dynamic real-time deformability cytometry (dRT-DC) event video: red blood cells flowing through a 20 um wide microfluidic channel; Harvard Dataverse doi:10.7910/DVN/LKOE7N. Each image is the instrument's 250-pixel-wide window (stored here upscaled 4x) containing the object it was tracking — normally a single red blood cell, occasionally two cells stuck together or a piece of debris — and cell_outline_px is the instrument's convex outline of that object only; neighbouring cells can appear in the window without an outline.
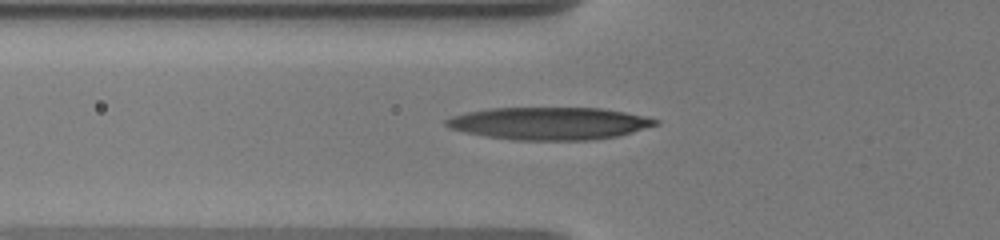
{"species": "human", "species_latin": "Homo sapiens", "temperature_condition": "warm", "stored_images_in_passage": 21, "camera_frame_rate_fps": 3000, "um_per_image_px": 0.085, "donor": {"sex": "male"}, "frame": {"image": 1, "passage_image": 18, "time_ms": 6.667, "image_size_px": [1000, 240], "cell_outline_px": [[660, 124], [620, 136], [592, 140], [512, 140], [464, 132], [448, 128], [444, 124], [444, 120], [452, 116], [468, 112], [488, 108], [600, 108], [624, 112], [644, 116], [660, 120]], "centroid_in_image_um": [46.71, 10.49], "position_along_channel_um": 79.1, "area_um2": 39.77}}
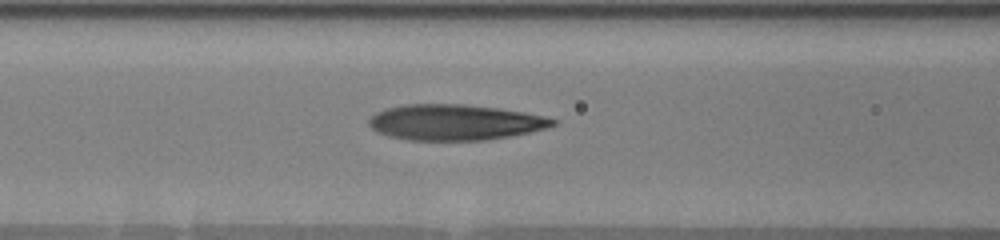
{"frame": {"image": 2, "passage_image": 21, "time_ms": 8.0, "image_size_px": [1000, 240], "cell_outline_px": [[556, 124], [544, 128], [528, 132], [508, 136], [484, 140], [408, 140], [388, 136], [376, 132], [368, 124], [368, 120], [376, 112], [384, 108], [404, 104], [464, 104], [496, 108], [524, 112], [544, 116], [556, 120]], "centroid_in_image_um": [38.59, 10.39], "position_along_channel_um": 128.0, "area_um2": 38.15}}